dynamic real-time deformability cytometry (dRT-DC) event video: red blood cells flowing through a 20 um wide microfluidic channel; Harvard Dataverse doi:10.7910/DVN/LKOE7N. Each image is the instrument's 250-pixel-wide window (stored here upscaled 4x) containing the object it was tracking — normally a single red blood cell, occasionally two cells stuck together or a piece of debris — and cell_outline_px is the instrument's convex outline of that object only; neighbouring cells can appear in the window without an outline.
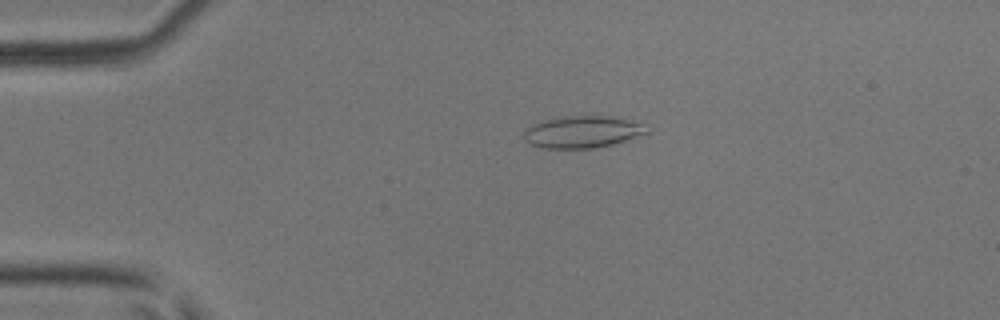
{"species": "common noctule bat (a hibernating species)", "species_latin": "Nyctalus noctula", "temperature_condition": "room temperature", "stored_images_in_passage": 46, "camera_frame_rate_fps": 3000, "um_per_image_px": 0.085, "animal": {"sex": "male", "body_mass_g": 17.9, "forearm_length_mm": 54.2}, "frame": {"image": 1, "passage_image": 7, "time_ms": 2.0, "image_size_px": [1000, 320], "cell_outline_px": [[652, 132], [612, 144], [596, 148], [540, 148], [528, 144], [524, 140], [524, 128], [540, 120], [560, 116], [612, 116], [644, 120]], "centroid_in_image_um": [49.58, 11.18], "position_along_channel_um": 35.4, "area_um2": 23.87}}
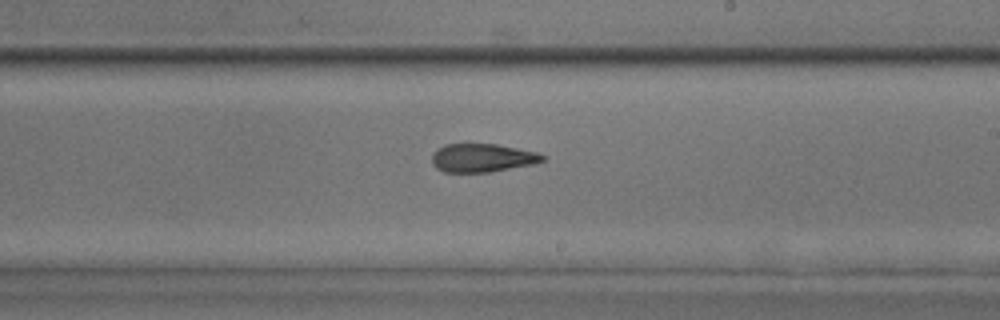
{"frame": {"image": 2, "passage_image": 26, "time_ms": 8.333, "image_size_px": [1000, 320], "cell_outline_px": [[544, 160], [536, 164], [492, 172], [444, 172], [436, 168], [432, 164], [432, 152], [444, 144], [496, 144], [536, 152], [544, 156]], "centroid_in_image_um": [40.97, 13.43], "position_along_channel_um": 248.0, "area_um2": 18.44}}
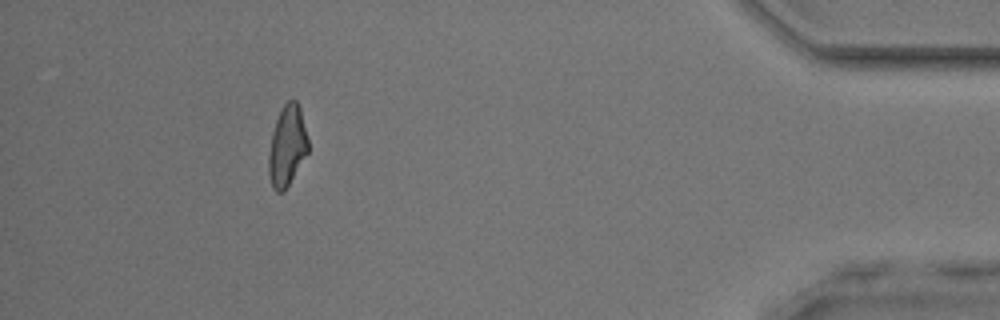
{"frame": {"image": 3, "passage_image": 42, "time_ms": 13.667, "image_size_px": [1000, 320], "cell_outline_px": [[308, 152], [284, 192], [276, 192], [272, 188], [268, 172], [268, 156], [272, 132], [276, 120], [284, 104], [288, 100], [296, 100], [300, 108], [308, 140]], "centroid_in_image_um": [24.39, 12.43], "position_along_channel_um": 410.8, "area_um2": 18.44}, "authors_computed_cell_mechanics": {"area_um2": 19.1896, "velocity_mm_per_s": 4.0884, "shape_relaxation_time_tau1_ms": null, "shape_relaxation_time_tau2_ms": 1.8458, "deformation_change_tau1": null, "deformation_change_tau2": 0.0928}}